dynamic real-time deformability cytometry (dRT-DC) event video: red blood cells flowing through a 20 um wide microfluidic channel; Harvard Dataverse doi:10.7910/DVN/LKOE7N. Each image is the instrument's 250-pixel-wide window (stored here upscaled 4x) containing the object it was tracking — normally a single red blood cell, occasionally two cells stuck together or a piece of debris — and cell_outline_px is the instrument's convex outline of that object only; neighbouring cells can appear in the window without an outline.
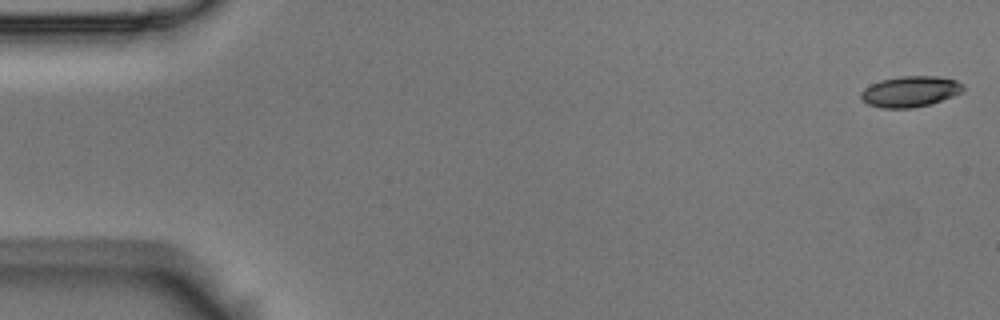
{"species": "Egyptian fruit bat (a non-hibernating species)", "species_latin": "Rousettus aegyptiacus", "temperature_condition": "room temperature", "stored_images_in_passage": 56, "camera_frame_rate_fps": 3000, "um_per_image_px": 0.085, "animal": {"sex": "male"}, "frame": {"image": 1, "passage_image": 1, "time_ms": 0.0, "image_size_px": [1000, 320], "cell_outline_px": [[964, 88], [960, 92], [952, 96], [932, 104], [912, 108], [880, 108], [868, 104], [860, 96], [860, 92], [864, 88], [880, 80], [900, 76], [936, 76], [956, 80]], "centroid_in_image_um": [77.33, 7.78], "position_along_channel_um": 7.7, "area_um2": 18.26}}
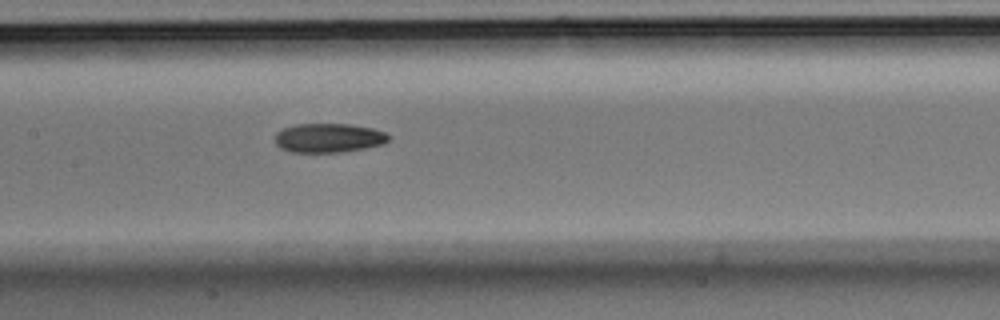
{"frame": {"image": 2, "passage_image": 27, "time_ms": 8.667, "image_size_px": [1000, 320], "cell_outline_px": [[388, 140], [384, 144], [364, 148], [340, 152], [292, 152], [280, 148], [276, 144], [276, 132], [284, 128], [296, 124], [348, 124], [372, 128], [384, 132], [388, 136]], "centroid_in_image_um": [27.91, 11.72], "position_along_channel_um": 179.5, "area_um2": 19.13}}
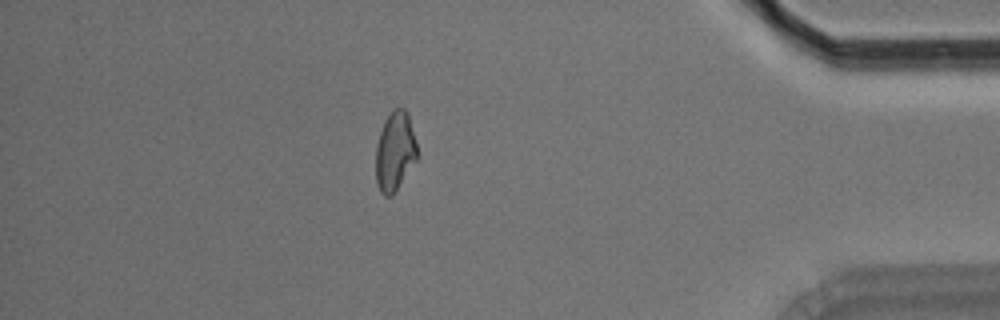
{"frame": {"image": 3, "passage_image": 49, "time_ms": 16.0, "image_size_px": [1000, 320], "cell_outline_px": [[416, 160], [392, 196], [384, 196], [380, 192], [376, 184], [376, 144], [384, 120], [392, 108], [404, 108], [408, 112], [416, 144]], "centroid_in_image_um": [33.54, 12.85], "position_along_channel_um": 401.7, "area_um2": 19.07}, "authors_computed_cell_mechanics": {"area_um2": 19.1896, "velocity_mm_per_s": 3.5767, "shape_relaxation_time_tau1_ms": 5.1647, "shape_relaxation_time_tau2_ms": 9.1524, "deformation_change_tau1": 0.1516, "deformation_change_tau2": 0.1638}}